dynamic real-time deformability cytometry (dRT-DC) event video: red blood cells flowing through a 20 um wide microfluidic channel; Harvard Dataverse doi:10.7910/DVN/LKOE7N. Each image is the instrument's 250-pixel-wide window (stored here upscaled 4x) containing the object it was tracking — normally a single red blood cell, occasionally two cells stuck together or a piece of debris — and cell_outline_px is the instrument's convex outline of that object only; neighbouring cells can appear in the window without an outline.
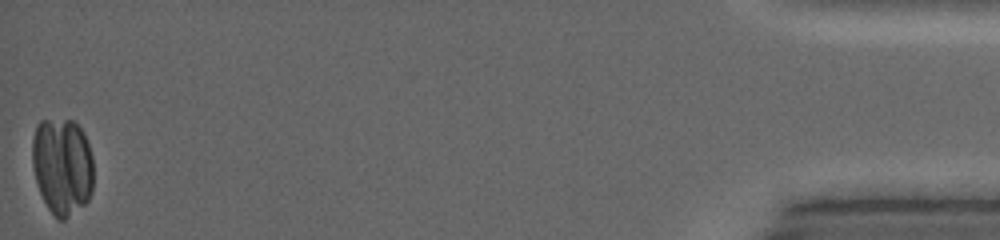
{"species": "common noctule bat (a hibernating species)", "species_latin": "Nyctalus noctula", "temperature_condition": "warm", "stored_images_in_passage": 25, "camera_frame_rate_fps": 5000, "um_per_image_px": 0.085, "animal": {"sex": "female", "body_mass_g": 19.0, "forearm_length_mm": 53.3}, "frame": {"image": 1, "passage_image": 25, "time_ms": 11.8, "image_size_px": [1000, 240], "cell_outline_px": [[92, 192], [88, 200], [84, 204], [64, 220], [56, 220], [48, 208], [40, 192], [36, 180], [32, 164], [32, 140], [36, 124], [40, 120], [72, 120], [84, 132], [92, 156]], "centroid_in_image_um": [5.28, 14.12], "position_along_channel_um": 429.9, "area_um2": 34.8}}